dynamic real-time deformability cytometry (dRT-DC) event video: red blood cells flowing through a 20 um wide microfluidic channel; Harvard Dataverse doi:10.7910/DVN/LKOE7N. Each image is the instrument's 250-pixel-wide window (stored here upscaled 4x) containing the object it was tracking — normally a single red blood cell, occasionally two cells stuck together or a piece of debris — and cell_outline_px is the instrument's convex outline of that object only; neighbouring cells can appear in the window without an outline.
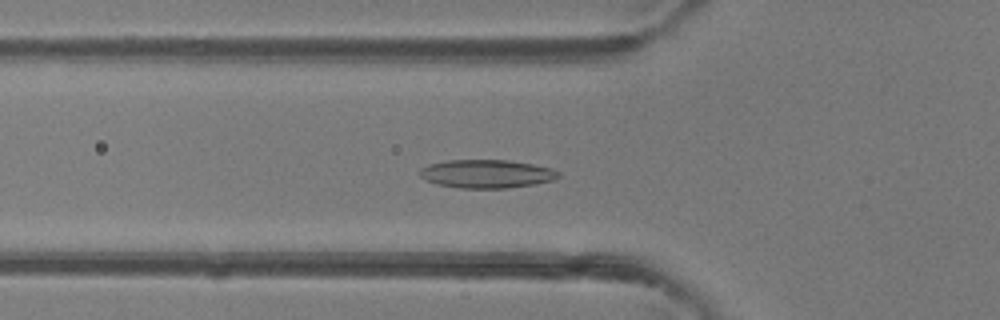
{"species": "common noctule bat (a hibernating species)", "species_latin": "Nyctalus noctula", "temperature_condition": "room temperature", "stored_images_in_passage": 48, "camera_frame_rate_fps": 3000, "um_per_image_px": 0.085, "animal": {"sex": "female"}, "frame": {"image": 1, "passage_image": 17, "time_ms": 5.333, "image_size_px": [1000, 320], "cell_outline_px": [[560, 176], [552, 180], [536, 184], [504, 188], [460, 188], [436, 184], [420, 176], [416, 172], [420, 168], [428, 164], [448, 160], [508, 160], [532, 164], [552, 168], [560, 172]], "centroid_in_image_um": [41.34, 14.77], "position_along_channel_um": 84.5, "area_um2": 23.0}}
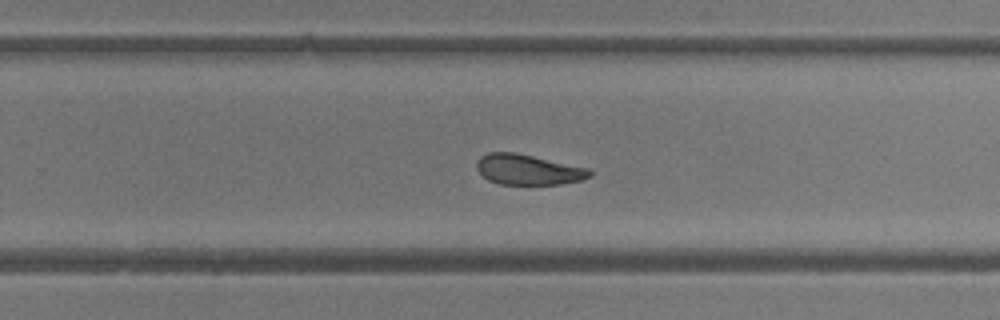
{"frame": {"image": 2, "passage_image": 31, "time_ms": 10.0, "image_size_px": [1000, 320], "cell_outline_px": [[592, 176], [580, 180], [560, 184], [500, 184], [488, 180], [476, 168], [476, 160], [480, 156], [488, 152], [512, 152], [532, 156], [588, 168], [592, 172]], "centroid_in_image_um": [44.86, 14.41], "position_along_channel_um": 284.9, "area_um2": 19.83}}
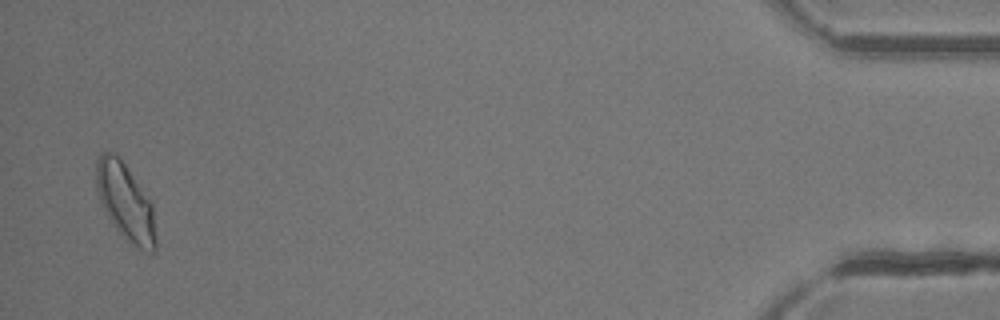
{"frame": {"image": 3, "passage_image": 47, "time_ms": 15.333, "image_size_px": [1000, 320], "cell_outline_px": [[156, 248], [152, 252], [148, 252], [140, 248], [128, 240], [112, 224], [100, 200], [96, 188], [96, 160], [100, 152], [108, 152], [116, 156], [124, 164], [152, 200], [156, 240]], "centroid_in_image_um": [10.67, 17.15], "position_along_channel_um": 424.5, "area_um2": 26.3}, "authors_computed_cell_mechanics": {"area_um2": 22.2819, "velocity_mm_per_s": 4.2824, "shape_relaxation_time_tau1_ms": 10.765, "shape_relaxation_time_tau2_ms": 2.4244, "deformation_change_tau1": 0.2298, "deformation_change_tau2": 0.0829}}